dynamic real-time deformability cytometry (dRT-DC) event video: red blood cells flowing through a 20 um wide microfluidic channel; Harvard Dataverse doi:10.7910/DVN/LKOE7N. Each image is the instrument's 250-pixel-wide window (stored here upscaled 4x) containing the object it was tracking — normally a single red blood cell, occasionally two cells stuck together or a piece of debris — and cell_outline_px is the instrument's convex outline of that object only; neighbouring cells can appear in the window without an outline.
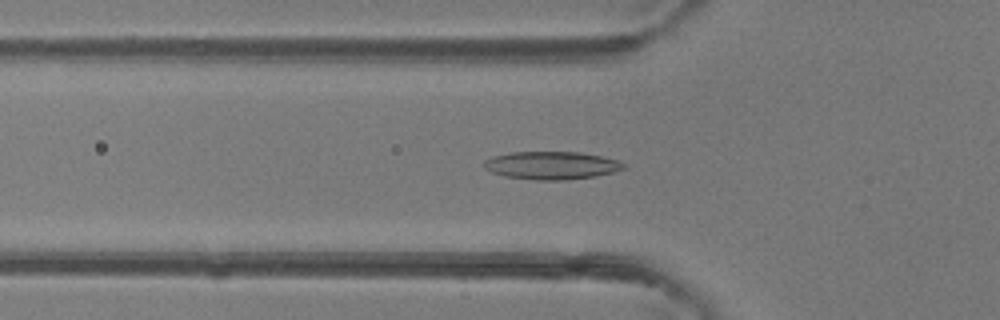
{"species": "common noctule bat (a hibernating species)", "species_latin": "Nyctalus noctula", "temperature_condition": "room temperature", "stored_images_in_passage": 46, "camera_frame_rate_fps": 3000, "um_per_image_px": 0.085, "animal": {"sex": "female"}, "frame": {"image": 1, "passage_image": 15, "time_ms": 4.667, "image_size_px": [1000, 320], "cell_outline_px": [[628, 168], [596, 176], [568, 180], [536, 180], [504, 176], [492, 172], [484, 168], [484, 160], [492, 156], [512, 152], [580, 152], [600, 156], [616, 160], [624, 164]], "centroid_in_image_um": [46.87, 14.06], "position_along_channel_um": 78.9, "area_um2": 22.72}}
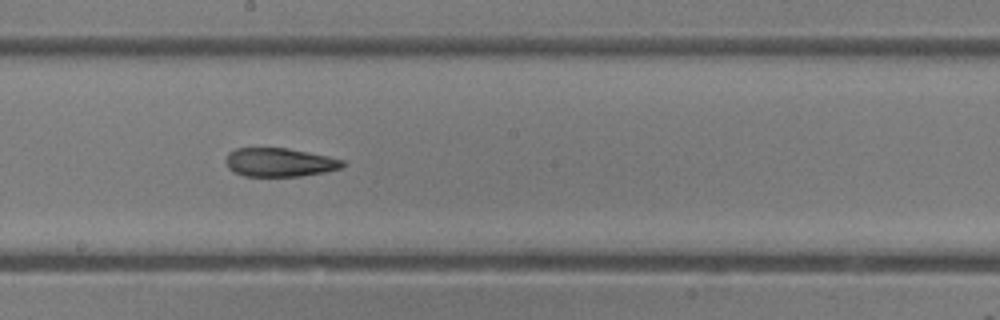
{"frame": {"image": 2, "passage_image": 25, "time_ms": 8.0, "image_size_px": [1000, 320], "cell_outline_px": [[344, 164], [340, 168], [324, 172], [300, 176], [244, 176], [228, 168], [224, 160], [228, 152], [236, 148], [288, 148], [328, 156], [344, 160]], "centroid_in_image_um": [23.73, 13.79], "position_along_channel_um": 224.5, "area_um2": 19.48}}
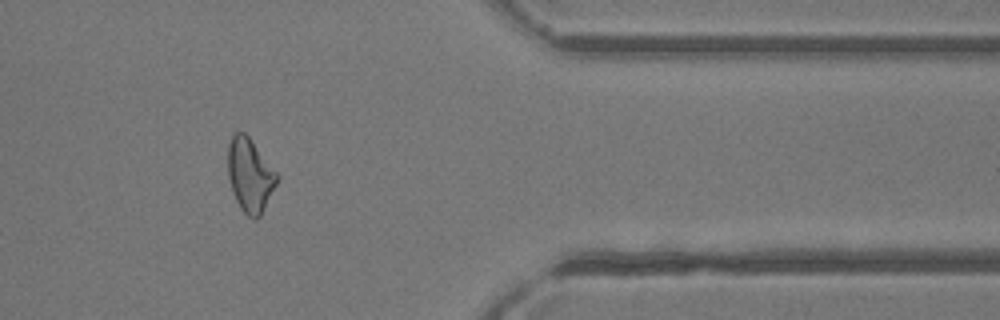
{"frame": {"image": 3, "passage_image": 38, "time_ms": 12.333, "image_size_px": [1000, 320], "cell_outline_px": [[280, 176], [260, 216], [256, 220], [248, 216], [240, 208], [232, 192], [228, 176], [228, 144], [232, 136], [236, 132], [244, 132], [248, 136]], "centroid_in_image_um": [21.24, 14.89], "position_along_channel_um": 390.2, "area_um2": 20.87}, "authors_computed_cell_mechanics": {"area_um2": 21.1548, "velocity_mm_per_s": 4.3323, "shape_relaxation_time_tau1_ms": 8.3754, "shape_relaxation_time_tau2_ms": 3.9356, "deformation_change_tau1": 0.2255, "deformation_change_tau2": 0.1404}}